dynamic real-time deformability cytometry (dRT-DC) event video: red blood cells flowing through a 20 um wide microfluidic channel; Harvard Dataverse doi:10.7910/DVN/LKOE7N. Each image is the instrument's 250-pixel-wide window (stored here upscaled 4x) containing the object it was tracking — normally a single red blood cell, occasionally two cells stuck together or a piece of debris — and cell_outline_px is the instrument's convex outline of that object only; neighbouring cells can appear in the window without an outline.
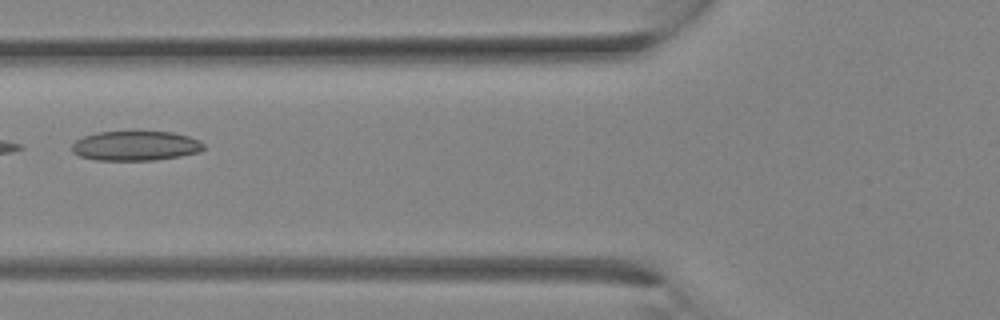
{"species": "Egyptian fruit bat (a non-hibernating species)", "species_latin": "Rousettus aegyptiacus", "temperature_condition": "room temperature", "stored_images_in_passage": 8, "camera_frame_rate_fps": 3000, "um_per_image_px": 0.085, "animal": {"sex": "female"}, "frame": {"image": 1, "passage_image": 3, "time_ms": 0.667, "image_size_px": [1000, 320], "cell_outline_px": [[204, 148], [200, 152], [180, 156], [156, 160], [92, 160], [80, 156], [72, 152], [72, 144], [76, 140], [84, 136], [96, 132], [172, 132], [188, 136], [200, 140], [204, 144]], "centroid_in_image_um": [11.52, 12.4], "position_along_channel_um": 114.3, "area_um2": 22.83}}
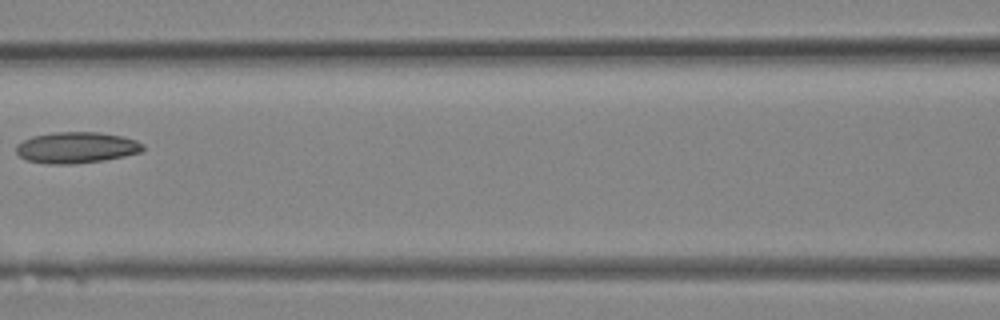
{"frame": {"image": 2, "passage_image": 5, "time_ms": 1.333, "image_size_px": [1000, 320], "cell_outline_px": [[144, 148], [140, 152], [124, 156], [104, 160], [72, 164], [48, 164], [28, 160], [20, 156], [16, 152], [16, 144], [32, 136], [56, 132], [96, 132], [124, 136], [136, 140], [144, 144]], "centroid_in_image_um": [6.5, 12.54], "position_along_channel_um": 160.1, "area_um2": 23.0}}